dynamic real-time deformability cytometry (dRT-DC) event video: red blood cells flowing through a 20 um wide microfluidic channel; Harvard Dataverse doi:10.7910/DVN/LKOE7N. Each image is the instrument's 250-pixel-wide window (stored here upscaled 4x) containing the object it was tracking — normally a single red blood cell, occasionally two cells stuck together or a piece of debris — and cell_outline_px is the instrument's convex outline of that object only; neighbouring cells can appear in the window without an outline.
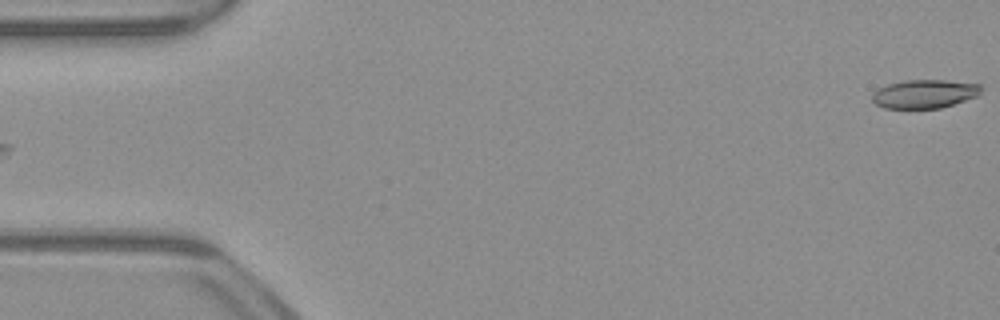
{"species": "common noctule bat (a hibernating species)", "species_latin": "Nyctalus noctula", "temperature_condition": "warm", "stored_images_in_passage": 50, "camera_frame_rate_fps": 3000, "um_per_image_px": 0.085, "animal": {"sex": "male", "body_mass_g": 23.1, "forearm_length_mm": 52.7}, "frame": {"image": 1, "passage_image": 1, "time_ms": 0.0, "image_size_px": [1000, 320], "cell_outline_px": [[980, 92], [976, 96], [940, 108], [884, 108], [876, 104], [872, 100], [872, 92], [888, 84], [908, 80], [944, 80], [980, 84]], "centroid_in_image_um": [78.54, 7.98], "position_along_channel_um": 6.5, "area_um2": 17.86}}
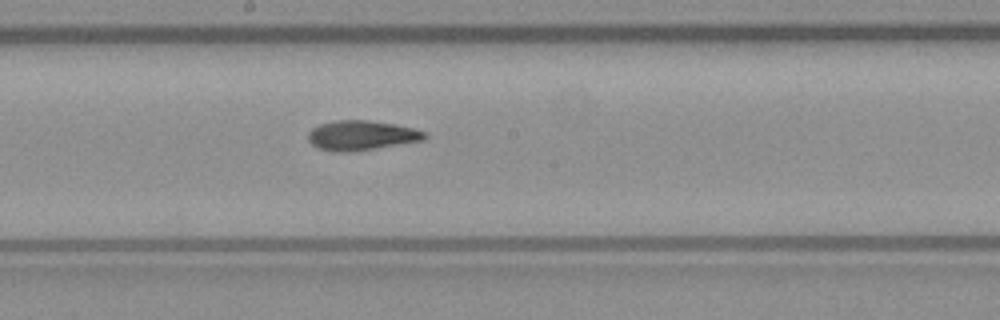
{"frame": {"image": 2, "passage_image": 28, "time_ms": 9.0, "image_size_px": [1000, 320], "cell_outline_px": [[428, 136], [424, 140], [352, 152], [332, 152], [316, 148], [308, 140], [308, 132], [312, 128], [320, 124], [336, 120], [368, 120], [396, 124], [428, 132]], "centroid_in_image_um": [30.72, 11.51], "position_along_channel_um": 217.5, "area_um2": 20.4}}
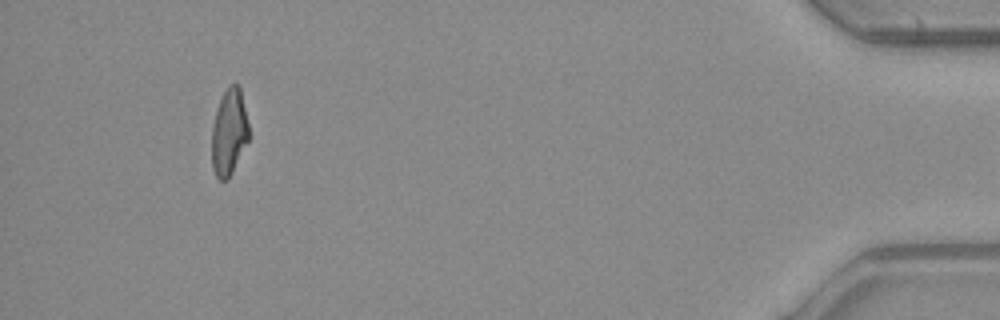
{"frame": {"image": 3, "passage_image": 49, "time_ms": 16.0, "image_size_px": [1000, 320], "cell_outline_px": [[248, 140], [228, 180], [220, 180], [216, 176], [212, 168], [212, 128], [216, 108], [228, 84], [240, 84], [248, 124]], "centroid_in_image_um": [19.46, 11.21], "position_along_channel_um": 415.7, "area_um2": 18.61}}